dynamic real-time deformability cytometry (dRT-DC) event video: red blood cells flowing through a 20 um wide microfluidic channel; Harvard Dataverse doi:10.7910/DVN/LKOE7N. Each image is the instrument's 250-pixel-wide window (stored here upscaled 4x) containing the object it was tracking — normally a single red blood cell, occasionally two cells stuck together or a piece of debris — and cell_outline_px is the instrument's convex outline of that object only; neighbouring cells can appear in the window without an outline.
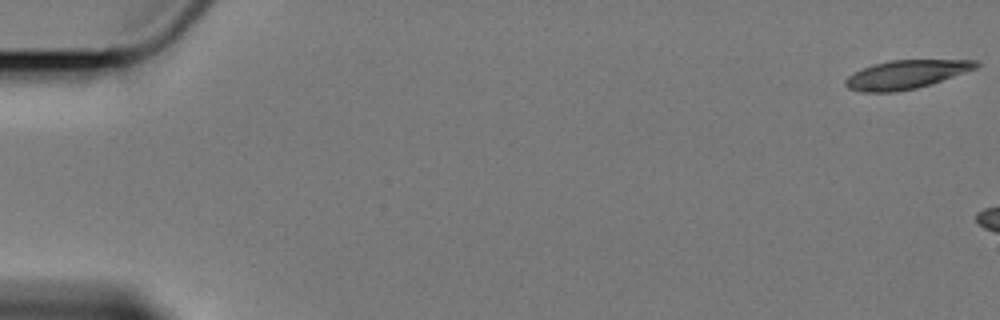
{"species": "Egyptian fruit bat (a non-hibernating species)", "species_latin": "Rousettus aegyptiacus", "temperature_condition": "cold", "stored_images_in_passage": 2, "camera_frame_rate_fps": 3000, "um_per_image_px": 0.085, "animal": {"sex": "female"}, "frame": {"image": 1, "passage_image": 1, "time_ms": 0.0, "image_size_px": [1000, 320], "cell_outline_px": [[980, 64], [976, 68], [916, 88], [896, 92], [864, 92], [848, 88], [844, 84], [844, 80], [848, 76], [864, 68], [876, 64], [892, 60], [980, 60]], "centroid_in_image_um": [77.0, 6.33], "position_along_channel_um": 8.0, "area_um2": 21.27}}